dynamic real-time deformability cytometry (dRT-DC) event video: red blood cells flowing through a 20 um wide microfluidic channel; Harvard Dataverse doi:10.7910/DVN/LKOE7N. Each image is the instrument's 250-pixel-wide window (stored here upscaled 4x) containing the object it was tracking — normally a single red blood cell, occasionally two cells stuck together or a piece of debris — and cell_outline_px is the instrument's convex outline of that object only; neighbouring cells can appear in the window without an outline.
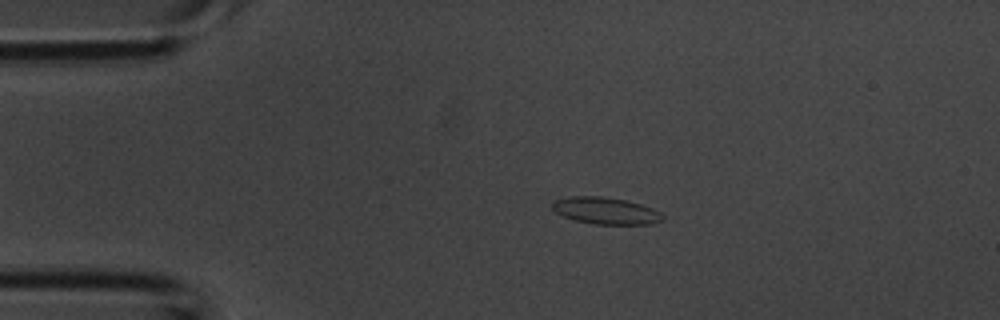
{"species": "common noctule bat (a hibernating species)", "species_latin": "Nyctalus noctula", "temperature_condition": "room temperature", "stored_images_in_passage": 35, "camera_frame_rate_fps": 3000, "um_per_image_px": 0.085, "animal": {"sex": "male", "body_mass_g": 20.1, "forearm_length_mm": 53.5}, "frame": {"image": 1, "passage_image": 1, "time_ms": 0.0, "image_size_px": [1000, 320], "cell_outline_px": [[664, 220], [652, 224], [592, 224], [576, 220], [564, 216], [556, 212], [552, 208], [552, 204], [556, 200], [568, 196], [600, 196], [624, 200], [640, 204], [652, 208], [660, 212], [664, 216]], "centroid_in_image_um": [51.5, 17.92], "position_along_channel_um": 33.5, "area_um2": 17.17}}
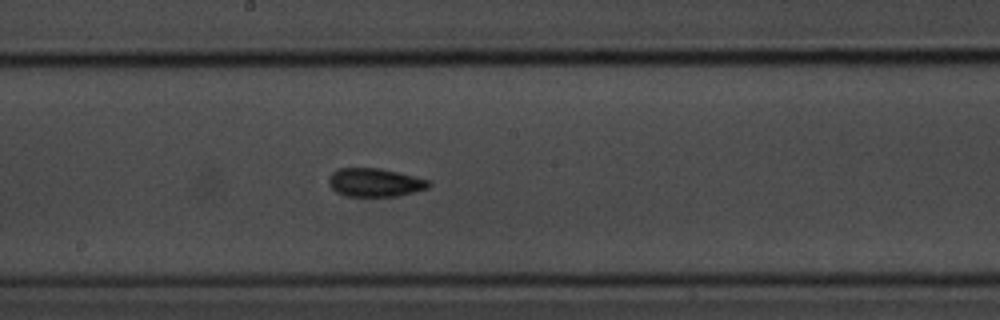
{"frame": {"image": 2, "passage_image": 15, "time_ms": 4.667, "image_size_px": [1000, 320], "cell_outline_px": [[432, 184], [428, 188], [396, 196], [348, 196], [336, 192], [328, 184], [328, 176], [336, 168], [380, 168], [428, 180]], "centroid_in_image_um": [31.81, 15.5], "position_along_channel_um": 216.4, "area_um2": 16.47}}
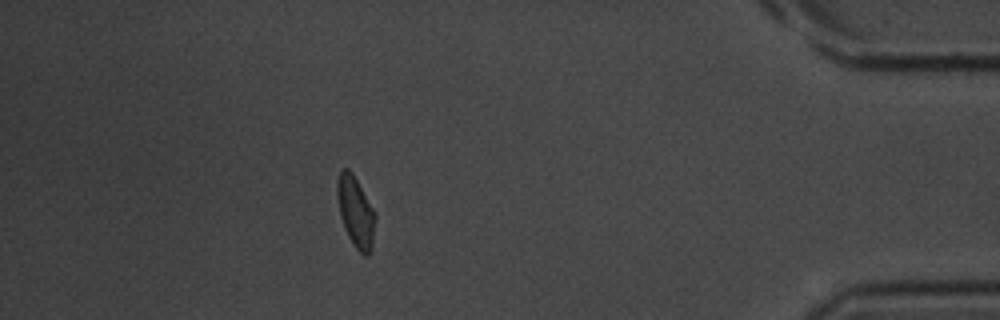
{"frame": {"image": 3, "passage_image": 30, "time_ms": 9.667, "image_size_px": [1000, 320], "cell_outline_px": [[376, 216], [372, 248], [368, 256], [364, 256], [356, 248], [348, 236], [344, 228], [340, 216], [336, 196], [336, 180], [340, 168], [348, 168], [352, 172], [376, 212]], "centroid_in_image_um": [30.22, 17.97], "position_along_channel_um": 405.0, "area_um2": 16.07}}